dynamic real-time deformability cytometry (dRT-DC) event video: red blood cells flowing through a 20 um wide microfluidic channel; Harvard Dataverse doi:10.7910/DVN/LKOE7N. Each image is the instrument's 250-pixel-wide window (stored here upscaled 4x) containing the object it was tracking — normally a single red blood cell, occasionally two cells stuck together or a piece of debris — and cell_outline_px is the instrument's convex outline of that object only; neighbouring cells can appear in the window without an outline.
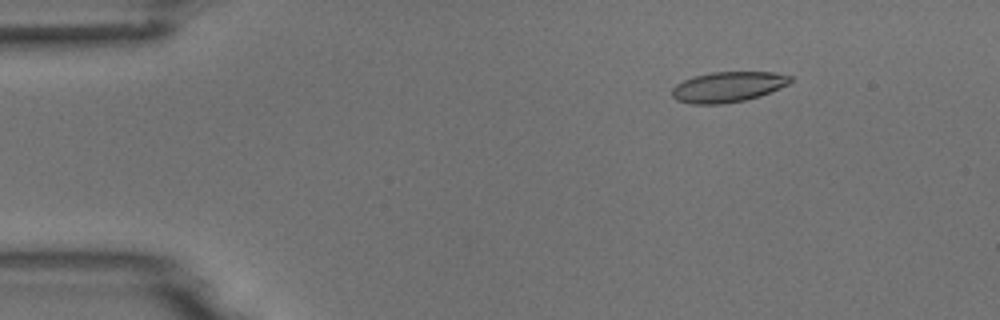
{"species": "common noctule bat (a hibernating species)", "species_latin": "Nyctalus noctula", "temperature_condition": "room temperature", "stored_images_in_passage": 5, "camera_frame_rate_fps": 3000, "um_per_image_px": 0.085, "animal": {"sex": "male", "body_mass_g": 18.8}, "frame": {"image": 1, "passage_image": 2, "time_ms": 1.333, "image_size_px": [1000, 320], "cell_outline_px": [[792, 80], [788, 84], [760, 96], [744, 100], [724, 104], [692, 104], [676, 100], [672, 96], [672, 88], [676, 84], [684, 80], [696, 76], [712, 72], [776, 72], [792, 76]], "centroid_in_image_um": [61.87, 7.39], "position_along_channel_um": 23.1, "area_um2": 20.92}}
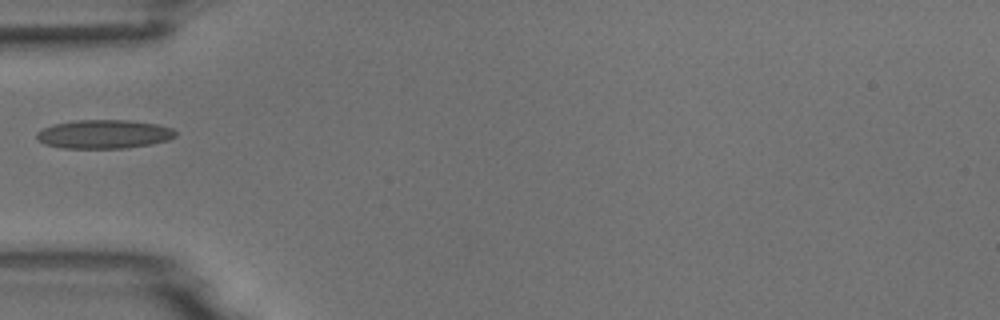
{"frame": {"image": 2, "passage_image": 5, "time_ms": 4.667, "image_size_px": [1000, 320], "cell_outline_px": [[176, 136], [168, 140], [152, 144], [124, 148], [60, 148], [44, 144], [36, 140], [36, 132], [52, 124], [76, 120], [128, 120], [156, 124], [172, 128], [176, 132]], "centroid_in_image_um": [8.8, 11.4], "position_along_channel_um": 76.2, "area_um2": 23.41}}